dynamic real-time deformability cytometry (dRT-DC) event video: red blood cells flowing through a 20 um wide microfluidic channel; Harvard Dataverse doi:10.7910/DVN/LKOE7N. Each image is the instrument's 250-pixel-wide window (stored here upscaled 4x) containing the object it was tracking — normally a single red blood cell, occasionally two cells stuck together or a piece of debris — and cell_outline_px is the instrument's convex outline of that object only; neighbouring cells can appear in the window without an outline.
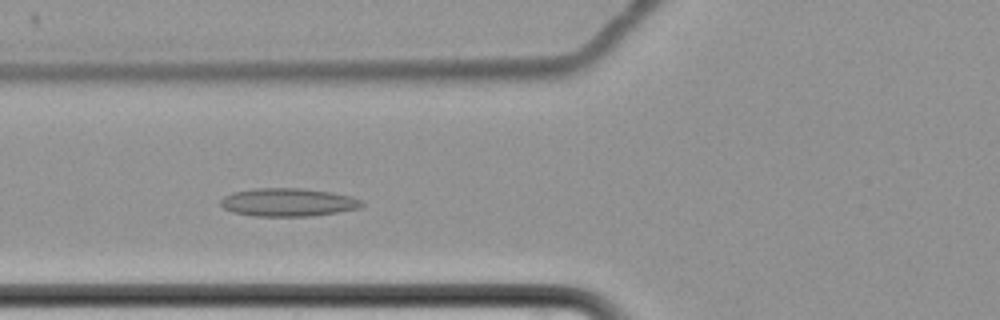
{"species": "common noctule bat (a hibernating species)", "species_latin": "Nyctalus noctula", "temperature_condition": "cold", "stored_images_in_passage": 6, "camera_frame_rate_fps": 3000, "um_per_image_px": 0.085, "animal": {"sex": "female", "body_mass_g": 22.7, "forearm_length_mm": 54.2}, "frame": {"image": 1, "passage_image": 6, "time_ms": 6.0, "image_size_px": [1000, 320], "cell_outline_px": [[364, 204], [360, 208], [312, 216], [256, 216], [232, 212], [224, 208], [220, 204], [220, 200], [224, 196], [232, 192], [256, 188], [300, 188], [332, 192], [352, 196], [364, 200]], "centroid_in_image_um": [24.5, 17.19], "position_along_channel_um": 101.3, "area_um2": 23.29}}